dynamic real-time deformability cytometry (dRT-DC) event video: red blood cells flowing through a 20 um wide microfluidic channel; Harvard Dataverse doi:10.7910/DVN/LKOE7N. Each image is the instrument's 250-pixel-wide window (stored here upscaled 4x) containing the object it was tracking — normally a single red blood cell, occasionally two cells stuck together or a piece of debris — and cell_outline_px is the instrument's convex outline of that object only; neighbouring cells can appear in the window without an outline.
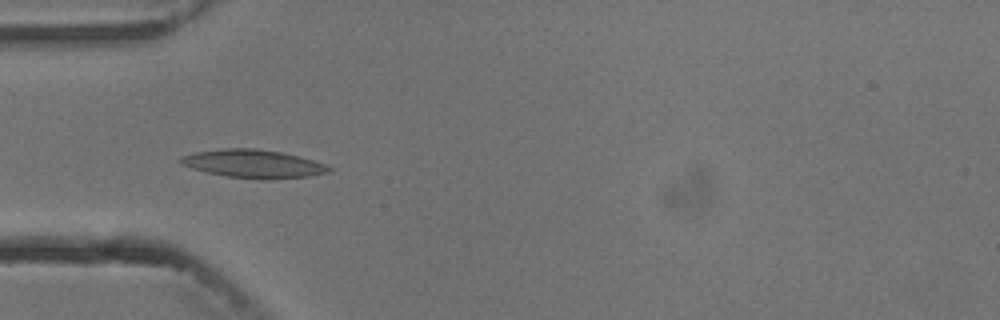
{"species": "common noctule bat (a hibernating species)", "species_latin": "Nyctalus noctula", "temperature_condition": "cold", "stored_images_in_passage": 7, "camera_frame_rate_fps": 3000, "um_per_image_px": 0.085, "animal": {"sex": "male", "body_mass_g": 13.3}, "frame": {"image": 1, "passage_image": 4, "time_ms": 4.333, "image_size_px": [1000, 320], "cell_outline_px": [[332, 168], [328, 172], [308, 176], [272, 180], [264, 180], [228, 176], [208, 172], [192, 168], [180, 164], [180, 156], [196, 152], [224, 148], [256, 148], [280, 152], [300, 156], [324, 164]], "centroid_in_image_um": [21.53, 13.92], "position_along_channel_um": 63.5, "area_um2": 24.28}}
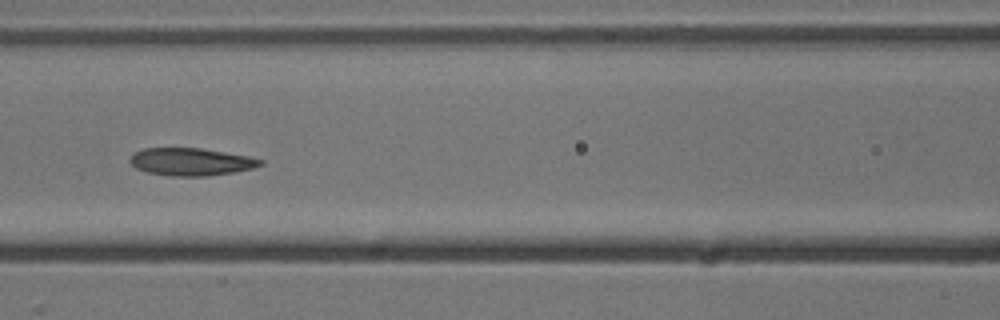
{"frame": {"image": 2, "passage_image": 6, "time_ms": 6.667, "image_size_px": [1000, 320], "cell_outline_px": [[264, 164], [256, 168], [236, 172], [208, 176], [168, 176], [148, 172], [136, 168], [128, 160], [136, 152], [144, 148], [200, 148], [248, 156], [264, 160]], "centroid_in_image_um": [16.29, 13.76], "position_along_channel_um": 150.3, "area_um2": 21.04}}
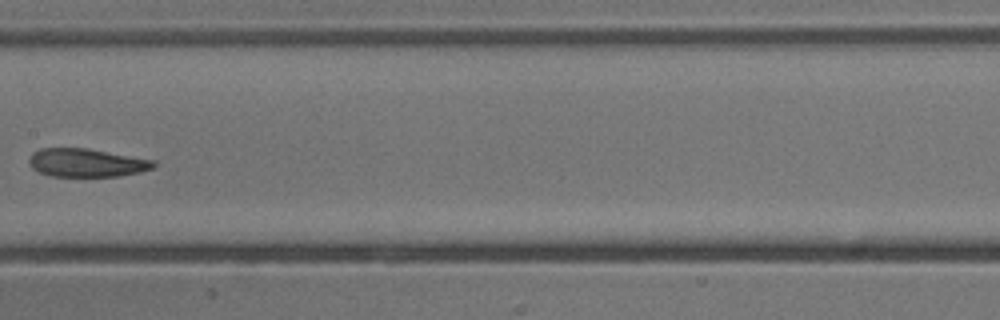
{"frame": {"image": 3, "passage_image": 7, "time_ms": 8.0, "image_size_px": [1000, 320], "cell_outline_px": [[156, 164], [152, 168], [140, 172], [120, 176], [52, 176], [40, 172], [32, 168], [28, 160], [32, 152], [40, 148], [88, 148], [156, 160]], "centroid_in_image_um": [7.37, 13.82], "position_along_channel_um": 200.0, "area_um2": 20.63}}